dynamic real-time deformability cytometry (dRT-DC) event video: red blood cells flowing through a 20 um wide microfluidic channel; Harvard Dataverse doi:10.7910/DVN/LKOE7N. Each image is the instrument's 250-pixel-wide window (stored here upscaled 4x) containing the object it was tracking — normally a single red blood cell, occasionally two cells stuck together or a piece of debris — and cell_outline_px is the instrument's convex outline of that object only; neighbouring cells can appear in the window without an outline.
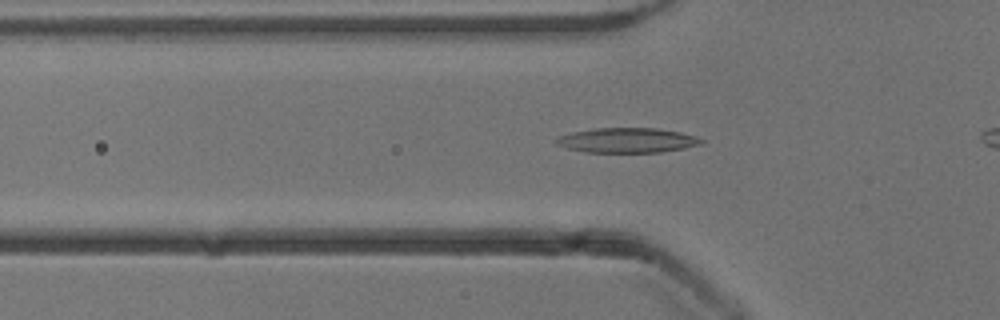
{"species": "common noctule bat (a hibernating species)", "species_latin": "Nyctalus noctula", "temperature_condition": "cold", "stored_images_in_passage": 43, "camera_frame_rate_fps": 3000, "um_per_image_px": 0.085, "animal": {"sex": "male", "body_mass_g": 13.3}, "frame": {"image": 1, "passage_image": 17, "time_ms": 5.333, "image_size_px": [1000, 320], "cell_outline_px": [[704, 140], [700, 144], [684, 148], [660, 152], [584, 152], [568, 148], [556, 144], [552, 140], [560, 136], [572, 132], [596, 128], [656, 128], [680, 132]], "centroid_in_image_um": [53.26, 11.92], "position_along_channel_um": 72.5, "area_um2": 20.81}}
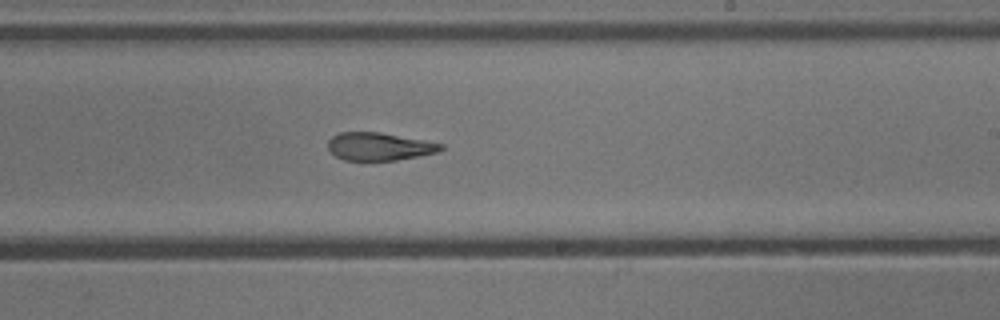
{"frame": {"image": 2, "passage_image": 31, "time_ms": 10.0, "image_size_px": [1000, 320], "cell_outline_px": [[444, 148], [436, 152], [396, 160], [344, 160], [336, 156], [328, 148], [328, 140], [332, 136], [340, 132], [380, 132], [444, 144]], "centroid_in_image_um": [32.2, 12.44], "position_along_channel_um": 256.8, "area_um2": 18.09}}
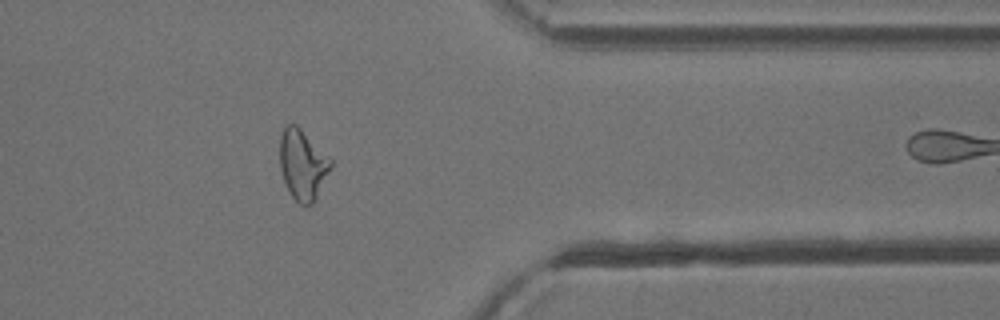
{"frame": {"image": 3, "passage_image": 42, "time_ms": 13.667, "image_size_px": [1000, 320], "cell_outline_px": [[332, 164], [312, 204], [300, 204], [292, 196], [284, 180], [280, 168], [280, 136], [284, 124], [296, 124], [332, 160]], "centroid_in_image_um": [25.69, 13.94], "position_along_channel_um": 385.7, "area_um2": 20.29}}